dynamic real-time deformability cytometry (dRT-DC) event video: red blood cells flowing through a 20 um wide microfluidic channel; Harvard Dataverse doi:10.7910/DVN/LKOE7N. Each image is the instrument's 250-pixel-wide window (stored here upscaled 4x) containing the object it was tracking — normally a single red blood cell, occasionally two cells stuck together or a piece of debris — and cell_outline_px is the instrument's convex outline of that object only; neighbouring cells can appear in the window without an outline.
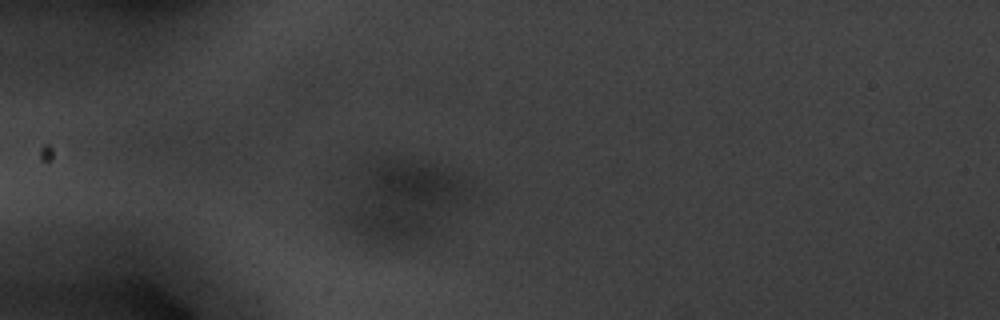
{"species": "common noctule bat (a hibernating species)", "species_latin": "Nyctalus noctula", "temperature_condition": "warm", "stored_images_in_passage": 13, "camera_frame_rate_fps": 3000, "um_per_image_px": 0.085, "animal": {"sex": "male", "body_mass_g": 20.1, "forearm_length_mm": 53.5}, "frame": {"image": 1, "passage_image": 7, "time_ms": 2.0, "image_size_px": [1000, 320], "cell_outline_px": [[456, 180], [452, 192], [448, 200], [428, 228], [420, 232], [408, 236], [368, 228], [364, 224], [376, 184], [384, 172], [392, 168], [428, 168], [440, 172]], "centroid_in_image_um": [34.7, 17.01], "position_along_channel_um": 50.3, "area_um2": 32.54}}